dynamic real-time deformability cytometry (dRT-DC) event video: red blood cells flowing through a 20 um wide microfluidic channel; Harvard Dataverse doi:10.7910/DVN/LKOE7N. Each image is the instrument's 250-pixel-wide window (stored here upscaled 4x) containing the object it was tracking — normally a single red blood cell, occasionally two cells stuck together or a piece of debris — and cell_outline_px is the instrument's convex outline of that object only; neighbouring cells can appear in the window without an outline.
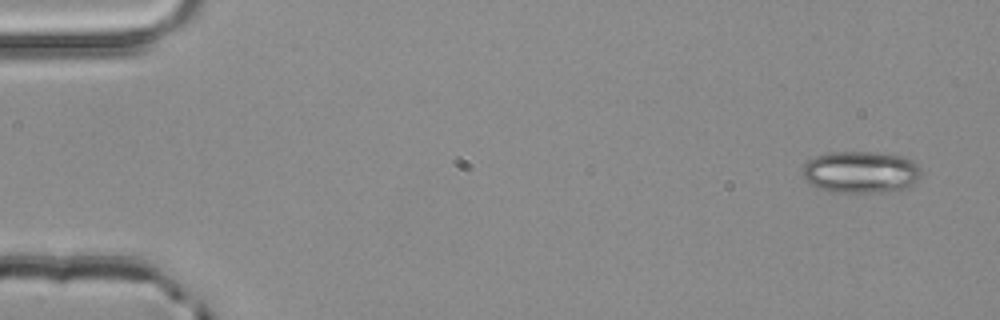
{"species": "common noctule bat (a hibernating species)", "species_latin": "Nyctalus noctula", "temperature_condition": "room temperature", "stored_images_in_passage": 4, "segment_of_instrument_passage": [2, 2], "camera_frame_rate_fps": 3000, "um_per_image_px": 0.085, "animal": {"sex": "male", "body_mass_g": 20.4}, "frame": {"image": 1, "passage_image": 4, "time_ms": 1.0, "image_size_px": [1000, 320], "cell_outline_px": [[920, 180], [908, 188], [872, 192], [832, 192], [816, 188], [804, 180], [804, 164], [808, 160], [816, 156], [832, 152], [876, 152], [904, 156], [912, 160], [920, 168]], "centroid_in_image_um": [73.18, 14.62], "position_along_channel_um": 11.8, "area_um2": 29.07}}